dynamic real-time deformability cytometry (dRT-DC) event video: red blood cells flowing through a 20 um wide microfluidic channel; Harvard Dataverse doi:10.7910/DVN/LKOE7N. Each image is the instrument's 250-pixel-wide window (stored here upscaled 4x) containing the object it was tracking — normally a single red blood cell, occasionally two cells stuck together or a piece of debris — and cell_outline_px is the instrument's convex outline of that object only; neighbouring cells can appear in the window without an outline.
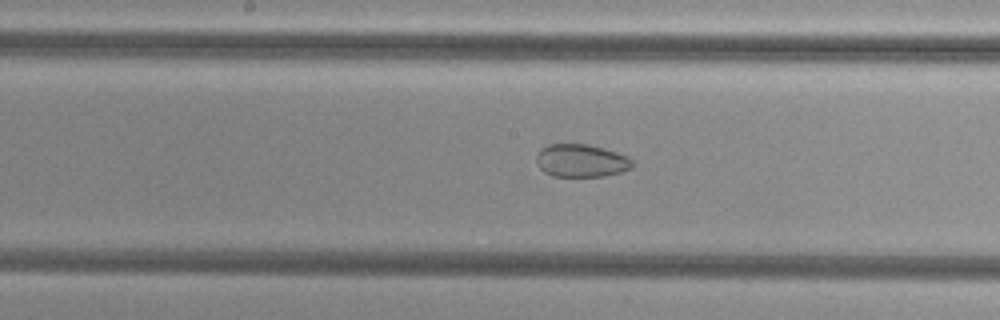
{"species": "common noctule bat (a hibernating species)", "species_latin": "Nyctalus noctula", "temperature_condition": "cold", "stored_images_in_passage": 51, "segment_of_instrument_passage": [2, 2], "camera_frame_rate_fps": 3000, "um_per_image_px": 0.085, "animal": {"sex": "female", "body_mass_g": 29.2, "forearm_length_mm": 56.3}, "frame": {"image": 1, "passage_image": 29, "time_ms": 9.333, "image_size_px": [1000, 320], "cell_outline_px": [[632, 168], [620, 172], [604, 176], [552, 176], [544, 172], [540, 168], [536, 160], [536, 156], [540, 148], [548, 144], [588, 144], [604, 148], [628, 156], [632, 160]], "centroid_in_image_um": [49.38, 13.65], "position_along_channel_um": 198.8, "area_um2": 18.44}}
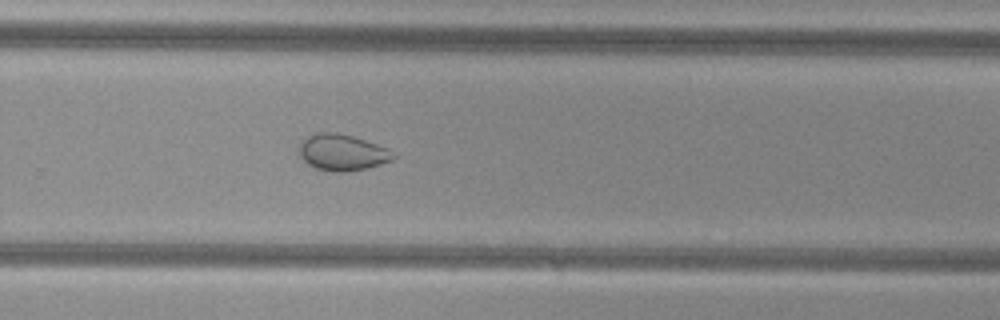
{"frame": {"image": 2, "passage_image": 37, "time_ms": 12.0, "image_size_px": [1000, 320], "cell_outline_px": [[396, 156], [392, 160], [368, 168], [348, 172], [332, 172], [316, 168], [308, 164], [300, 156], [296, 148], [308, 136], [316, 132], [336, 132], [352, 136], [388, 148]], "centroid_in_image_um": [29.07, 12.96], "position_along_channel_um": 300.7, "area_um2": 20.0}}
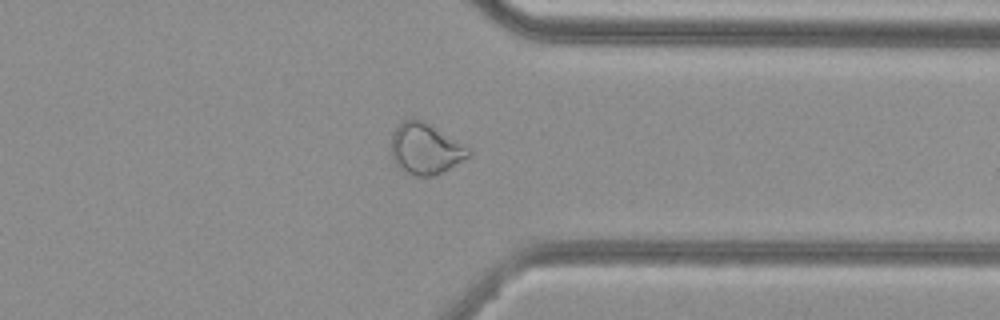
{"frame": {"image": 3, "passage_image": 43, "time_ms": 14.0, "image_size_px": [1000, 320], "cell_outline_px": [[472, 156], [444, 172], [432, 176], [412, 176], [404, 172], [392, 160], [392, 132], [404, 120], [412, 116], [416, 116], [424, 120], [472, 148]], "centroid_in_image_um": [36.21, 12.63], "position_along_channel_um": 375.2, "area_um2": 23.76}}